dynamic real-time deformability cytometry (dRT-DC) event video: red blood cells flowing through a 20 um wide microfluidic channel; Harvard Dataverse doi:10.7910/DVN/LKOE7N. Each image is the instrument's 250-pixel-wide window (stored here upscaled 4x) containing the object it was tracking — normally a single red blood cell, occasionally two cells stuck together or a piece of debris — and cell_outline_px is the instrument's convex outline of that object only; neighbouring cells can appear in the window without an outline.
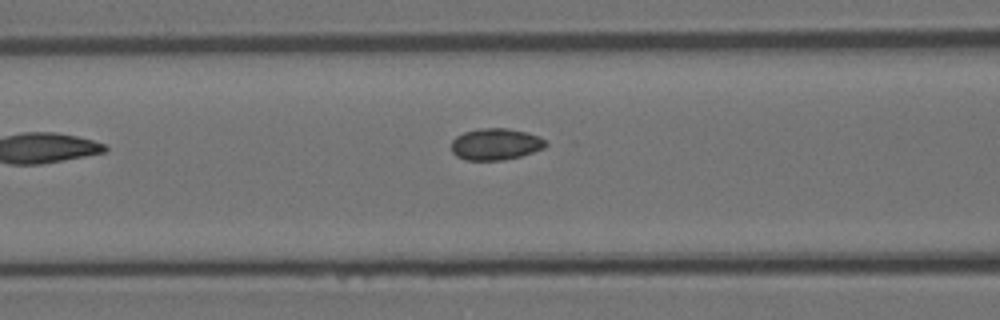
{"species": "Egyptian fruit bat (a non-hibernating species)", "species_latin": "Rousettus aegyptiacus", "temperature_condition": "room temperature", "stored_images_in_passage": 7, "camera_frame_rate_fps": 3000, "um_per_image_px": 0.085, "animal": {"sex": "female"}, "frame": {"image": 1, "passage_image": 7, "time_ms": 2.0, "image_size_px": [1000, 320], "cell_outline_px": [[548, 144], [544, 148], [520, 156], [504, 160], [464, 160], [456, 156], [452, 152], [452, 140], [456, 136], [464, 132], [480, 128], [508, 128], [540, 136]], "centroid_in_image_um": [42.11, 12.25], "position_along_channel_um": 124.5, "area_um2": 17.4}}